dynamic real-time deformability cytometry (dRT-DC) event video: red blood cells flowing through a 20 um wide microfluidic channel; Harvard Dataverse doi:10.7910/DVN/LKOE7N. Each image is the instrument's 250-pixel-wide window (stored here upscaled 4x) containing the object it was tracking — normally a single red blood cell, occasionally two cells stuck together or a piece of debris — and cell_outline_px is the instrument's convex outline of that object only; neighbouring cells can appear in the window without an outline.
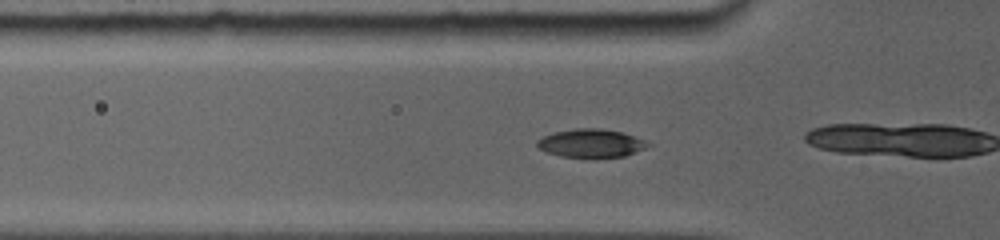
{"species": "common noctule bat (a hibernating species)", "species_latin": "Nyctalus noctula", "temperature_condition": "room temperature", "stored_images_in_passage": 7, "camera_frame_rate_fps": 5000, "um_per_image_px": 0.085, "animal": {"sex": "female", "body_mass_g": 19.0, "forearm_length_mm": 56.7}, "frame": {"image": 1, "passage_image": 4, "time_ms": 2.0, "image_size_px": [1000, 240], "cell_outline_px": [[652, 144], [644, 148], [624, 156], [560, 156], [536, 148], [536, 140], [552, 132], [576, 128], [600, 128], [620, 132], [644, 140]], "centroid_in_image_um": [50.17, 12.15], "position_along_channel_um": 75.6, "area_um2": 17.86}}